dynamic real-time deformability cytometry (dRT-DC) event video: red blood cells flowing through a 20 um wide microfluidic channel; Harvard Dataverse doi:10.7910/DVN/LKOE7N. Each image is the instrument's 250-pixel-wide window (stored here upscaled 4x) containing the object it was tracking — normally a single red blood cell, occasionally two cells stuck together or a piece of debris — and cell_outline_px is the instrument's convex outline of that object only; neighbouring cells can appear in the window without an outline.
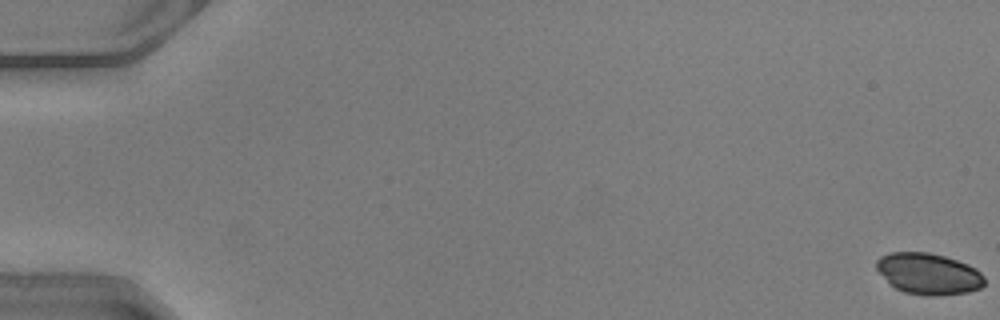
{"species": "common noctule bat (a hibernating species)", "species_latin": "Nyctalus noctula", "temperature_condition": "warm", "stored_images_in_passage": 51, "camera_frame_rate_fps": 3000, "um_per_image_px": 0.085, "animal": {"sex": "male", "body_mass_g": 20.5, "forearm_length_mm": 52.5}, "frame": {"image": 1, "passage_image": 1, "time_ms": 0.0, "image_size_px": [1000, 320], "cell_outline_px": [[984, 284], [980, 288], [968, 292], [940, 296], [928, 296], [904, 292], [896, 288], [876, 268], [876, 260], [880, 256], [892, 252], [928, 252], [944, 256], [968, 264], [976, 268], [984, 276]], "centroid_in_image_um": [78.95, 23.27], "position_along_channel_um": 6.0, "area_um2": 25.89}}
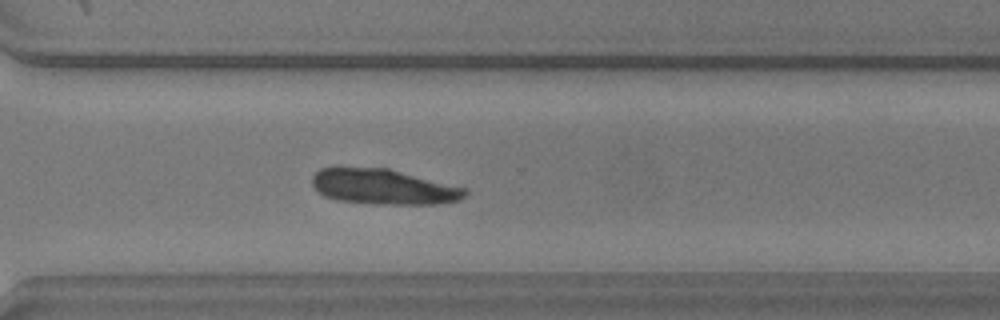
{"frame": {"image": 2, "passage_image": 38, "time_ms": 12.333, "image_size_px": [1000, 320], "cell_outline_px": [[468, 192], [460, 200], [440, 204], [372, 204], [336, 200], [324, 196], [312, 184], [312, 176], [320, 168], [340, 164], [388, 168], [468, 188]], "centroid_in_image_um": [32.55, 15.84], "position_along_channel_um": 338.1, "area_um2": 32.54}}
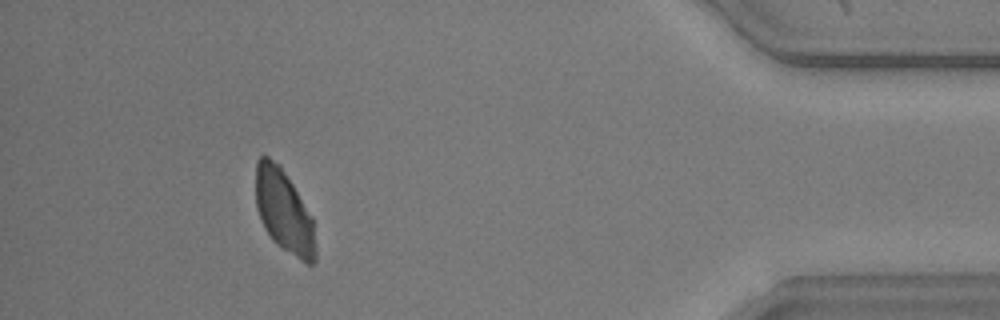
{"frame": {"image": 3, "passage_image": 47, "time_ms": 15.333, "image_size_px": [1000, 320], "cell_outline_px": [[316, 260], [312, 264], [308, 264], [300, 260], [276, 244], [272, 240], [264, 228], [260, 220], [256, 208], [256, 160], [260, 156], [268, 156], [280, 164], [312, 216], [316, 244]], "centroid_in_image_um": [24.13, 17.96], "position_along_channel_um": 411.1, "area_um2": 29.19}}